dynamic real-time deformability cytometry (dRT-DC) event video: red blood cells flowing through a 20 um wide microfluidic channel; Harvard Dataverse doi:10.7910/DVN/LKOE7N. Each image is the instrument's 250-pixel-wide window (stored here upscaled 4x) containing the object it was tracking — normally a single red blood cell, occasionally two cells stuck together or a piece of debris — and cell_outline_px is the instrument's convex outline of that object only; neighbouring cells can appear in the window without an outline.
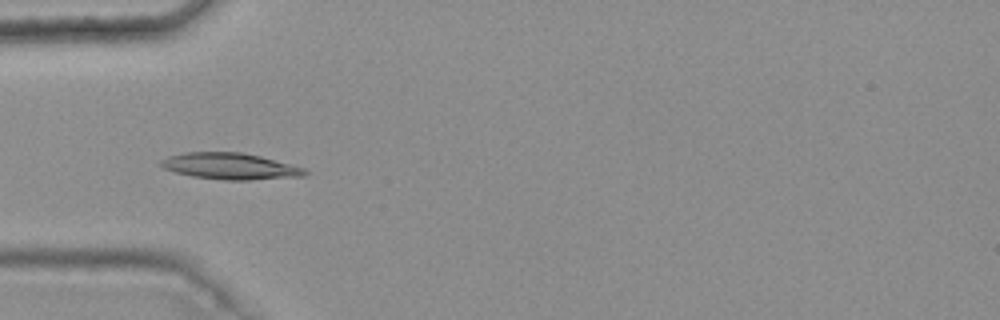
{"species": "common noctule bat (a hibernating species)", "species_latin": "Nyctalus noctula", "temperature_condition": "warm", "stored_images_in_passage": 7, "camera_frame_rate_fps": 3000, "um_per_image_px": 0.085, "animal": {"sex": "female", "body_mass_g": 25.1}, "frame": {"image": 1, "passage_image": 5, "time_ms": 1.333, "image_size_px": [1000, 320], "cell_outline_px": [[308, 172], [304, 176], [248, 180], [224, 180], [192, 176], [176, 172], [164, 168], [160, 164], [160, 160], [168, 156], [188, 152], [240, 152], [260, 156], [304, 168]], "centroid_in_image_um": [19.55, 14.13], "position_along_channel_um": 65.4, "area_um2": 21.91}}
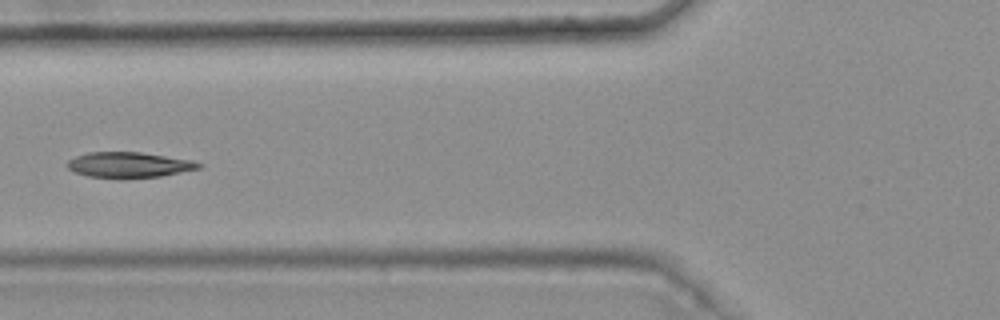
{"frame": {"image": 2, "passage_image": 6, "time_ms": 1.667, "image_size_px": [1000, 320], "cell_outline_px": [[204, 164], [200, 168], [160, 176], [88, 176], [76, 172], [68, 168], [64, 164], [68, 160], [76, 156], [88, 152], [140, 152], [192, 160]], "centroid_in_image_um": [10.96, 13.97], "position_along_channel_um": 114.8, "area_um2": 18.84}}
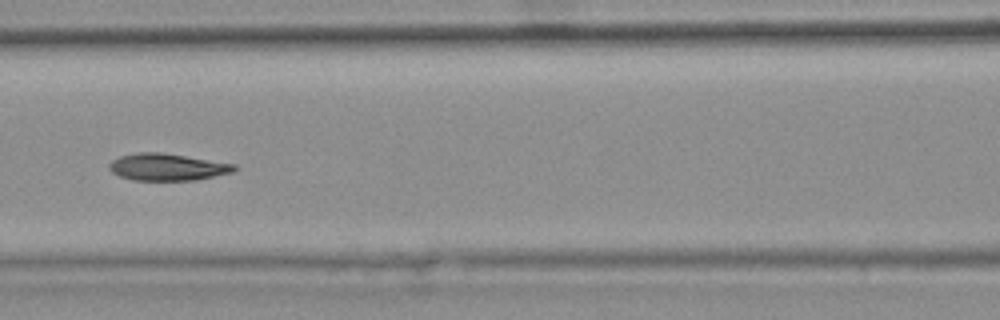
{"frame": {"image": 3, "passage_image": 7, "time_ms": 2.0, "image_size_px": [1000, 320], "cell_outline_px": [[236, 168], [232, 172], [196, 180], [132, 180], [120, 176], [112, 172], [108, 168], [108, 164], [112, 160], [120, 156], [136, 152], [160, 152], [236, 164]], "centroid_in_image_um": [14.18, 14.19], "position_along_channel_um": 152.4, "area_um2": 19.59}}